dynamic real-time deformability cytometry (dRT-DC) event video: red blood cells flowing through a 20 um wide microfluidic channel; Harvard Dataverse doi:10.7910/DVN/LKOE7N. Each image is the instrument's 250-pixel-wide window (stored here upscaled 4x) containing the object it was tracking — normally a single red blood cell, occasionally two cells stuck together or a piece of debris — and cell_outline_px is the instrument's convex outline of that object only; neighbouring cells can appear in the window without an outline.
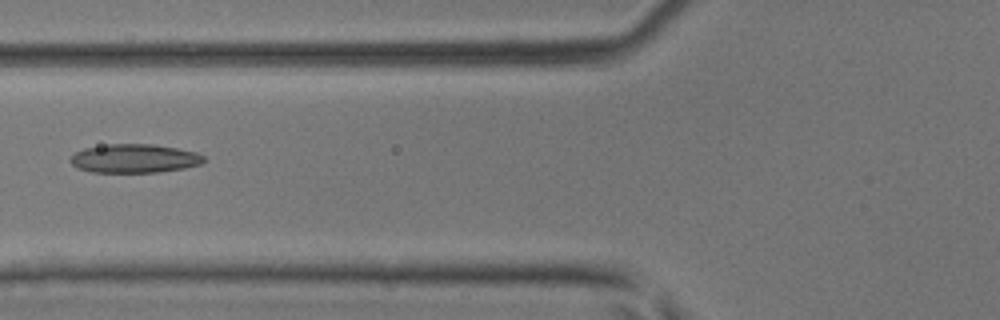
{"species": "common noctule bat (a hibernating species)", "species_latin": "Nyctalus noctula", "temperature_condition": "room temperature", "stored_images_in_passage": 32, "camera_frame_rate_fps": 3000, "um_per_image_px": 0.085, "animal": {"sex": "male", "body_mass_g": 17.9, "forearm_length_mm": 54.2}, "frame": {"image": 1, "passage_image": 4, "time_ms": 1.0, "image_size_px": [1000, 320], "cell_outline_px": [[204, 160], [200, 164], [184, 168], [156, 172], [92, 172], [76, 168], [68, 160], [76, 152], [84, 148], [108, 144], [152, 144], [176, 148], [196, 152], [204, 156]], "centroid_in_image_um": [11.39, 13.47], "position_along_channel_um": 114.4, "area_um2": 22.25}}
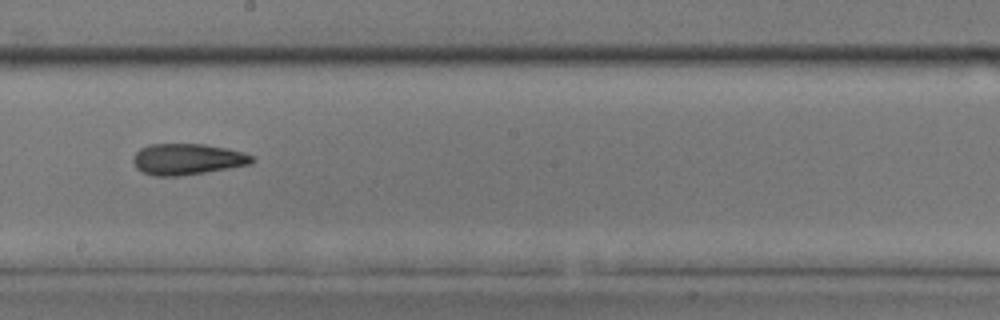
{"frame": {"image": 2, "passage_image": 12, "time_ms": 3.667, "image_size_px": [1000, 320], "cell_outline_px": [[256, 160], [252, 164], [180, 176], [156, 176], [144, 172], [136, 168], [132, 160], [136, 152], [140, 148], [148, 144], [204, 144], [228, 148], [244, 152], [252, 156]], "centroid_in_image_um": [15.94, 13.52], "position_along_channel_um": 232.3, "area_um2": 21.62}}
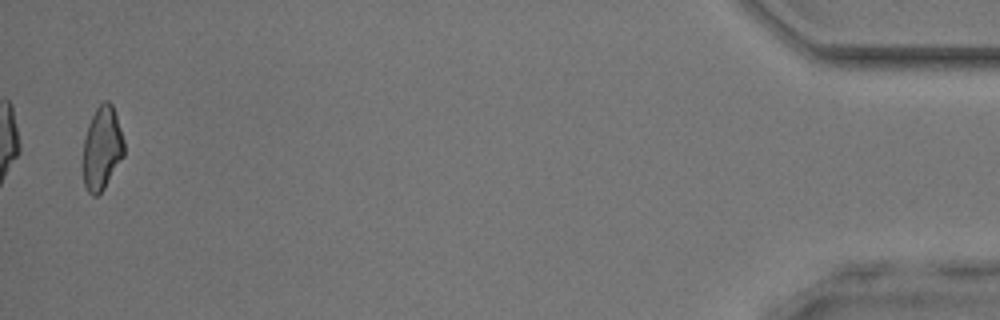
{"frame": {"image": 3, "passage_image": 31, "time_ms": 10.0, "image_size_px": [1000, 320], "cell_outline_px": [[124, 156], [104, 188], [96, 196], [92, 196], [88, 192], [84, 184], [84, 140], [88, 124], [96, 108], [104, 100], [108, 100], [112, 104], [124, 140]], "centroid_in_image_um": [8.68, 12.59], "position_along_channel_um": 426.5, "area_um2": 19.71}}